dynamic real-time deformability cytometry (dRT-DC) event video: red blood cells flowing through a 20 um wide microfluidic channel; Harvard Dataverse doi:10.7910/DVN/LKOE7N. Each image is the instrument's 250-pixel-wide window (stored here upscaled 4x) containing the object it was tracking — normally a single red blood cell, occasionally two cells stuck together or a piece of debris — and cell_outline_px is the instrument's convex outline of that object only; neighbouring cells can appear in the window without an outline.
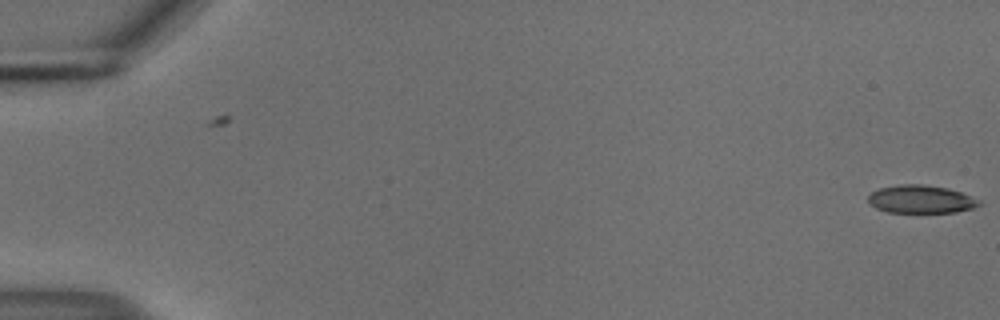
{"species": "common noctule bat (a hibernating species)", "species_latin": "Nyctalus noctula", "temperature_condition": "cold", "stored_images_in_passage": 5, "camera_frame_rate_fps": 3000, "um_per_image_px": 0.085, "animal": {"sex": "male", "body_mass_g": 18.8}, "frame": {"image": 1, "passage_image": 5, "time_ms": 1.333, "image_size_px": [1000, 320], "cell_outline_px": [[980, 204], [972, 208], [956, 212], [888, 212], [876, 208], [868, 200], [868, 196], [872, 192], [880, 188], [900, 184], [924, 184], [948, 188], [960, 192], [980, 200]], "centroid_in_image_um": [78.27, 16.93], "position_along_channel_um": 6.7, "area_um2": 17.92}}